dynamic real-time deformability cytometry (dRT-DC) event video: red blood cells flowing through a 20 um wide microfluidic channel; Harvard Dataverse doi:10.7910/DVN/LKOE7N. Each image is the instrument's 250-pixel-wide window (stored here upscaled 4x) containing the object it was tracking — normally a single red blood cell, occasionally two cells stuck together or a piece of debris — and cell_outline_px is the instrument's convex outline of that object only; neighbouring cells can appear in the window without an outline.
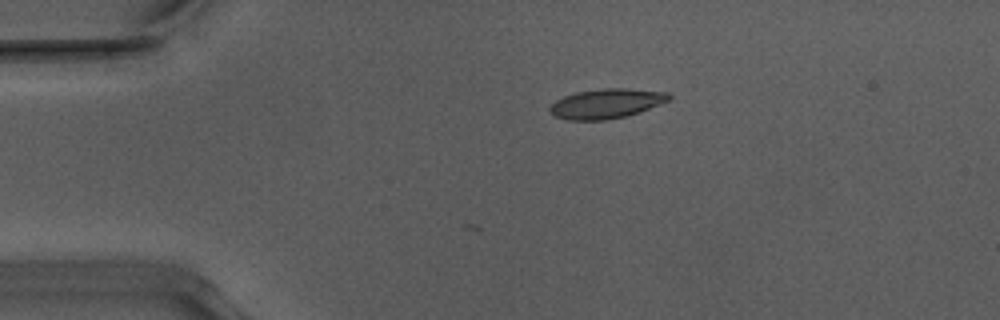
{"species": "Egyptian fruit bat (a non-hibernating species)", "species_latin": "Rousettus aegyptiacus", "temperature_condition": "warm", "stored_images_in_passage": 3, "camera_frame_rate_fps": 3000, "um_per_image_px": 0.085, "animal": {"sex": "male"}, "frame": {"image": 1, "passage_image": 1, "time_ms": 0.0, "image_size_px": [1000, 320], "cell_outline_px": [[672, 96], [668, 100], [640, 112], [624, 116], [604, 120], [568, 120], [556, 116], [548, 108], [556, 100], [564, 96], [576, 92], [604, 88], [628, 88], [668, 92]], "centroid_in_image_um": [51.55, 8.79], "position_along_channel_um": 33.5, "area_um2": 20.4}}